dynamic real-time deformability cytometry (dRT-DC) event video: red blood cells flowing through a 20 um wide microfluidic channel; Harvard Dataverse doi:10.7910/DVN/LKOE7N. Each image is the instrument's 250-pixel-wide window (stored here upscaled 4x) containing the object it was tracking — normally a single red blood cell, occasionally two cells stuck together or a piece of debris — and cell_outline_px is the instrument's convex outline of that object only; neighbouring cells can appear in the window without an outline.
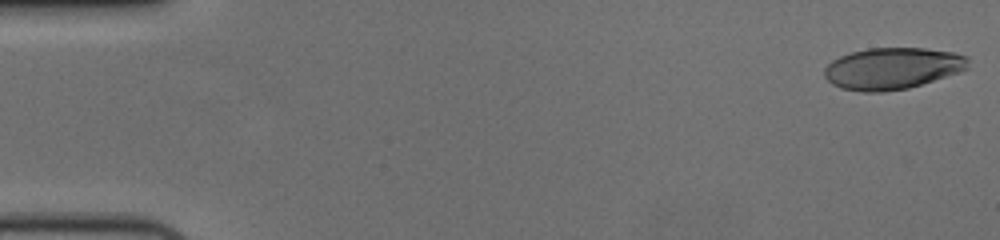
{"species": "human", "species_latin": "Homo sapiens", "temperature_condition": "cold", "stored_images_in_passage": 57, "camera_frame_rate_fps": 3000, "um_per_image_px": 0.085, "donor": {"sex": "female"}, "frame": {"image": 1, "passage_image": 1, "time_ms": 0.0, "image_size_px": [1000, 240], "cell_outline_px": [[968, 68], [960, 72], [908, 88], [884, 92], [860, 92], [840, 88], [832, 84], [824, 76], [824, 68], [832, 60], [840, 56], [852, 52], [868, 48], [924, 48], [952, 52], [968, 56]], "centroid_in_image_um": [75.84, 5.82], "position_along_channel_um": 9.2, "area_um2": 34.97}}
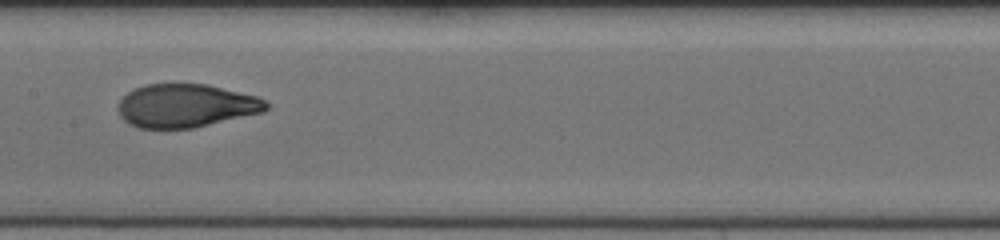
{"frame": {"image": 2, "passage_image": 29, "time_ms": 9.333, "image_size_px": [1000, 240], "cell_outline_px": [[268, 108], [264, 112], [192, 128], [140, 128], [128, 124], [120, 116], [116, 108], [120, 100], [128, 92], [144, 84], [208, 84], [256, 96], [264, 100], [268, 104]], "centroid_in_image_um": [15.78, 8.98], "position_along_channel_um": 191.6, "area_um2": 37.4}}
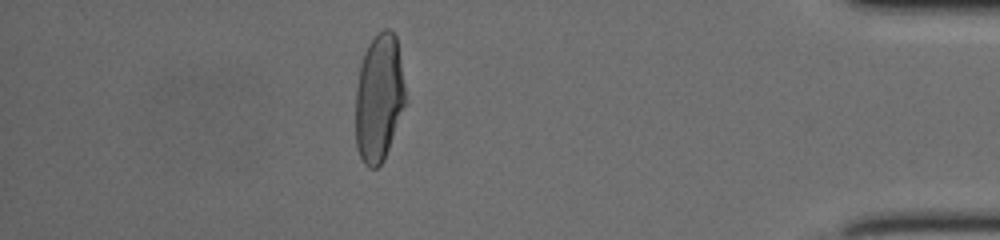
{"frame": {"image": 3, "passage_image": 50, "time_ms": 16.333, "image_size_px": [1000, 240], "cell_outline_px": [[404, 104], [384, 160], [376, 168], [368, 168], [364, 164], [356, 148], [356, 88], [360, 64], [364, 52], [368, 44], [384, 28], [388, 28], [396, 36], [404, 84]], "centroid_in_image_um": [32.18, 8.33], "position_along_channel_um": 403.0, "area_um2": 36.53}, "authors_computed_cell_mechanics": {"area_um2": 37.6278, "velocity_mm_per_s": 3.6568, "shape_relaxation_time_tau1_ms": 4.1338, "shape_relaxation_time_tau2_ms": 0.8953, "deformation_change_tau1": 0.2076, "deformation_change_tau2": 0.0612}}